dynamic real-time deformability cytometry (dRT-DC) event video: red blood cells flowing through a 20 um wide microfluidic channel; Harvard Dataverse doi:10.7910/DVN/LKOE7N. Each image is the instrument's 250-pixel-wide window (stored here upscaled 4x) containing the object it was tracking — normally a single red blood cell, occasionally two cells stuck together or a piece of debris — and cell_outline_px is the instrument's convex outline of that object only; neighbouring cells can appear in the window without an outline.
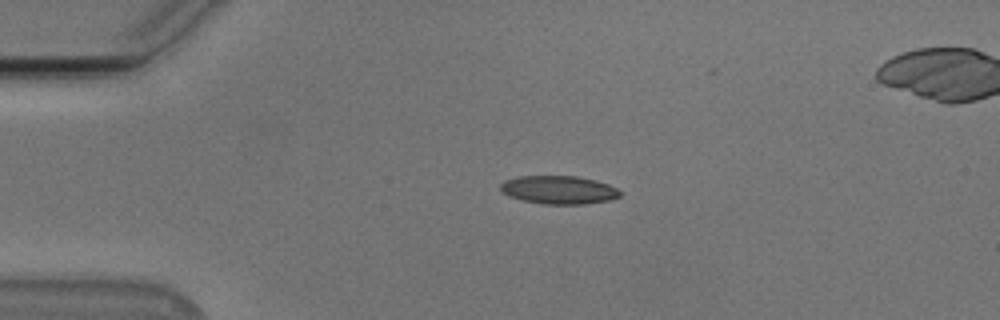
{"species": "Egyptian fruit bat (a non-hibernating species)", "species_latin": "Rousettus aegyptiacus", "temperature_condition": "cold", "stored_images_in_passage": 42, "camera_frame_rate_fps": 3000, "um_per_image_px": 0.085, "animal": {"sex": "male"}, "frame": {"image": 1, "passage_image": 1, "time_ms": 0.0, "image_size_px": [1000, 320], "cell_outline_px": [[620, 196], [608, 200], [584, 204], [544, 204], [524, 200], [508, 196], [500, 188], [500, 184], [504, 180], [520, 176], [576, 176], [596, 180], [608, 184], [616, 188], [620, 192]], "centroid_in_image_um": [47.49, 16.13], "position_along_channel_um": 37.5, "area_um2": 19.54}}
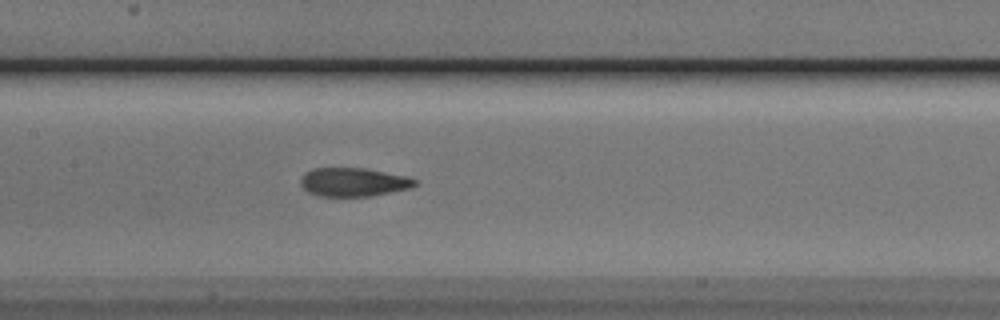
{"frame": {"image": 2, "passage_image": 15, "time_ms": 4.667, "image_size_px": [1000, 320], "cell_outline_px": [[416, 184], [412, 188], [372, 196], [316, 196], [308, 192], [300, 184], [300, 180], [304, 172], [312, 168], [364, 168], [408, 176], [416, 180]], "centroid_in_image_um": [30.03, 15.48], "position_along_channel_um": 177.4, "area_um2": 19.25}}
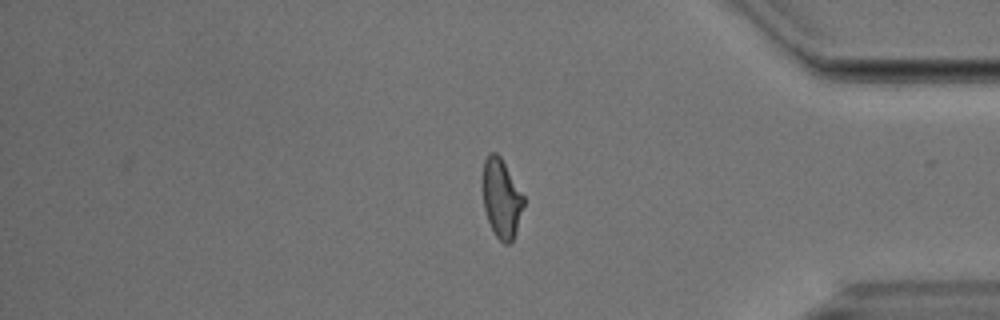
{"frame": {"image": 3, "passage_image": 34, "time_ms": 11.0, "image_size_px": [1000, 320], "cell_outline_px": [[524, 204], [516, 232], [512, 240], [508, 244], [504, 244], [496, 236], [488, 220], [484, 208], [480, 184], [480, 180], [484, 160], [488, 152], [496, 152], [500, 156], [524, 196]], "centroid_in_image_um": [42.57, 16.81], "position_along_channel_um": 392.6, "area_um2": 19.19}}